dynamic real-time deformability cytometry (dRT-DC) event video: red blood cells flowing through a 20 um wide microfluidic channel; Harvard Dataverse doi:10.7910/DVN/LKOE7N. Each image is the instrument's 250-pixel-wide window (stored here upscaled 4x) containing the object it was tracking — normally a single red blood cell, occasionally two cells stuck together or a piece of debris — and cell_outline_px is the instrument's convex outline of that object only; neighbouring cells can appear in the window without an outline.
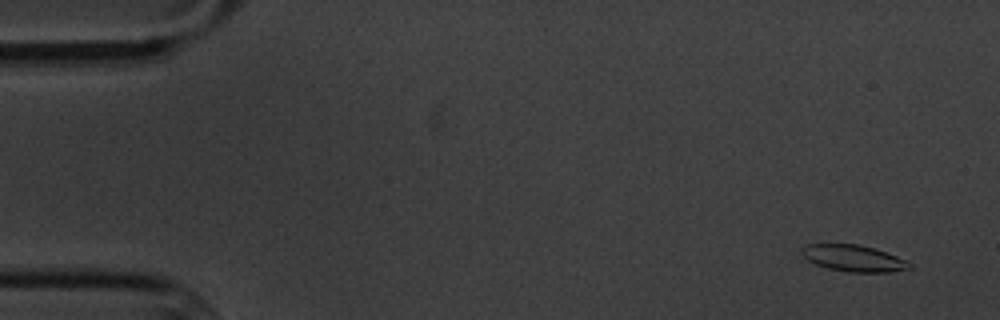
{"species": "common noctule bat (a hibernating species)", "species_latin": "Nyctalus noctula", "temperature_condition": "cold", "stored_images_in_passage": 3, "camera_frame_rate_fps": 3000, "um_per_image_px": 0.085, "animal": {"sex": "male", "body_mass_g": 20.1, "forearm_length_mm": 53.5}, "frame": {"image": 1, "passage_image": 1, "time_ms": 0.0, "image_size_px": [1000, 320], "cell_outline_px": [[912, 268], [888, 272], [848, 272], [828, 268], [816, 264], [808, 260], [800, 252], [808, 244], [860, 244], [876, 248], [896, 256], [912, 264]], "centroid_in_image_um": [72.57, 21.95], "position_along_channel_um": 12.4, "area_um2": 16.53}}